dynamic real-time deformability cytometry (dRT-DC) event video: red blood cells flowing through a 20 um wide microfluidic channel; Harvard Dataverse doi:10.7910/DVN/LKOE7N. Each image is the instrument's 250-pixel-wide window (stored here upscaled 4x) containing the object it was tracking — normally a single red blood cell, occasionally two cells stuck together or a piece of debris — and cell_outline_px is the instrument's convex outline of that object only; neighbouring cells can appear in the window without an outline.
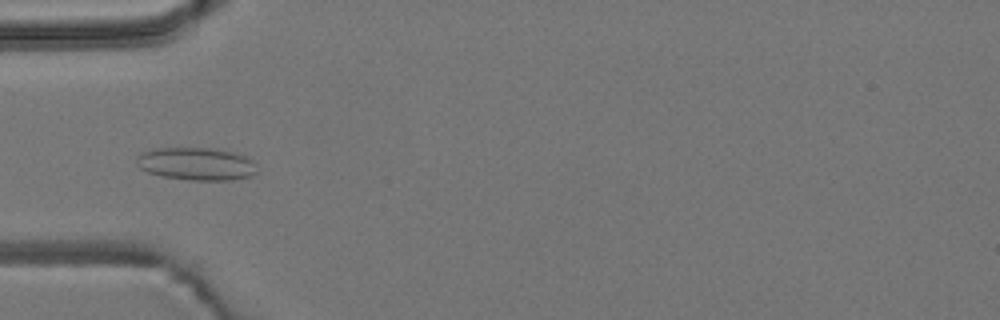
{"species": "common noctule bat (a hibernating species)", "species_latin": "Nyctalus noctula", "temperature_condition": "room temperature", "stored_images_in_passage": 54, "camera_frame_rate_fps": 3000, "um_per_image_px": 0.085, "animal": {"sex": "male", "body_mass_g": 19.2, "forearm_length_mm": 51.8}, "frame": {"image": 1, "passage_image": 18, "time_ms": 5.667, "image_size_px": [1000, 320], "cell_outline_px": [[256, 172], [252, 176], [232, 180], [188, 180], [160, 176], [148, 172], [140, 168], [136, 164], [136, 156], [140, 152], [156, 148], [216, 148], [236, 152], [248, 156], [252, 160]], "centroid_in_image_um": [16.68, 13.92], "position_along_channel_um": 68.3, "area_um2": 23.35}}
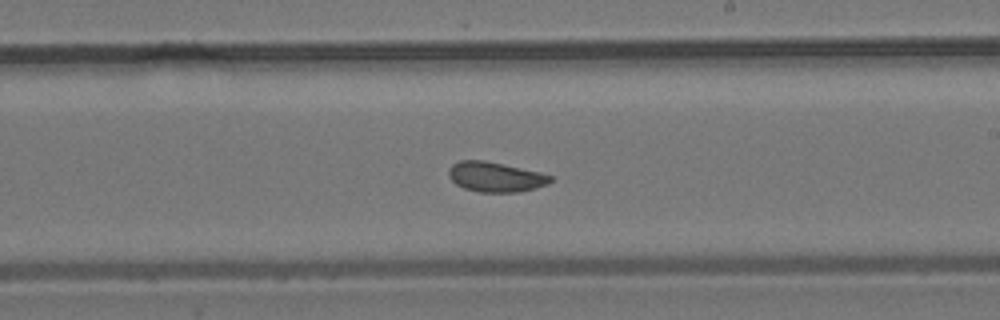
{"frame": {"image": 2, "passage_image": 32, "time_ms": 10.333, "image_size_px": [1000, 320], "cell_outline_px": [[552, 180], [548, 184], [520, 192], [480, 192], [464, 188], [456, 184], [448, 176], [448, 168], [452, 164], [460, 160], [484, 160], [540, 172], [552, 176]], "centroid_in_image_um": [42.09, 15.03], "position_along_channel_um": 246.9, "area_um2": 17.74}}
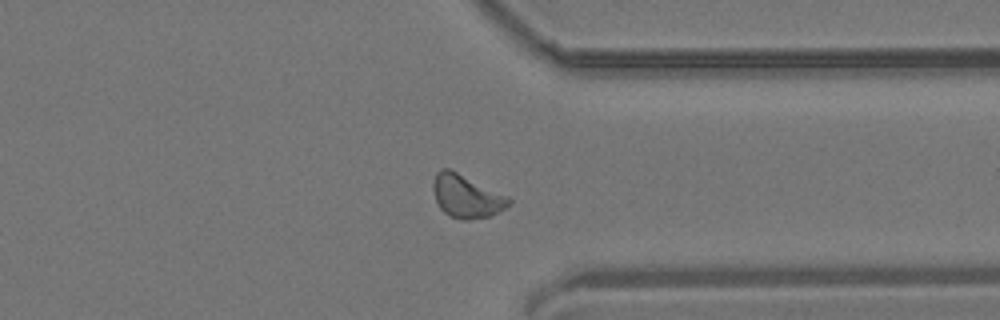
{"frame": {"image": 3, "passage_image": 42, "time_ms": 13.667, "image_size_px": [1000, 320], "cell_outline_px": [[512, 200], [504, 208], [492, 216], [468, 220], [460, 220], [448, 216], [440, 208], [436, 200], [432, 188], [432, 184], [436, 172], [440, 168], [448, 168], [508, 196]], "centroid_in_image_um": [39.62, 16.7], "position_along_channel_um": 371.8, "area_um2": 18.96}, "authors_computed_cell_mechanics": {"area_um2": 18.2937, "velocity_mm_per_s": 3.8055, "shape_relaxation_time_tau1_ms": 6.6209, "shape_relaxation_time_tau2_ms": 1.6165, "deformation_change_tau1": 0.0805, "deformation_change_tau2": 0.0585}}